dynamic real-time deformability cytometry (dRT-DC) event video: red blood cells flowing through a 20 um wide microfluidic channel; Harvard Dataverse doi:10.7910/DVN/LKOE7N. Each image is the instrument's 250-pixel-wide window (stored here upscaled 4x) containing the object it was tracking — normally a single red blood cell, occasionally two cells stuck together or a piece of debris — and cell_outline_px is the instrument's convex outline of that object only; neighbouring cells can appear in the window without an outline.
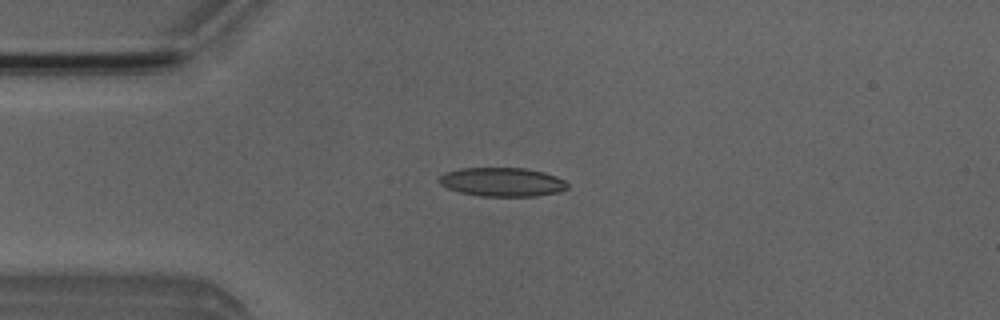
{"species": "Egyptian fruit bat (a non-hibernating species)", "species_latin": "Rousettus aegyptiacus", "temperature_condition": "room temperature", "stored_images_in_passage": 51, "camera_frame_rate_fps": 3000, "um_per_image_px": 0.085, "animal": {"sex": "male"}, "frame": {"image": 1, "passage_image": 12, "time_ms": 3.667, "image_size_px": [1000, 320], "cell_outline_px": [[568, 188], [556, 192], [536, 196], [480, 196], [460, 192], [448, 188], [440, 184], [436, 180], [444, 172], [460, 168], [524, 168], [544, 172], [556, 176], [564, 180], [568, 184]], "centroid_in_image_um": [42.65, 15.46], "position_along_channel_um": 42.3, "area_um2": 21.62}}
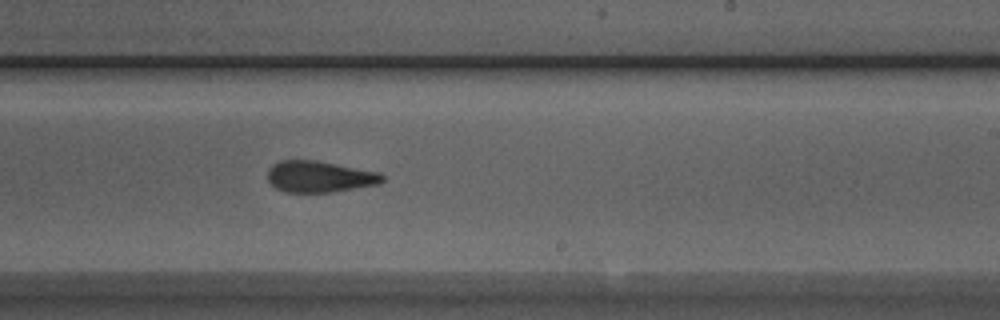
{"frame": {"image": 2, "passage_image": 30, "time_ms": 9.667, "image_size_px": [1000, 320], "cell_outline_px": [[384, 180], [380, 184], [332, 192], [284, 192], [276, 188], [268, 180], [268, 168], [272, 164], [280, 160], [316, 160], [380, 172], [384, 176]], "centroid_in_image_um": [27.16, 15.01], "position_along_channel_um": 261.8, "area_um2": 21.1}}
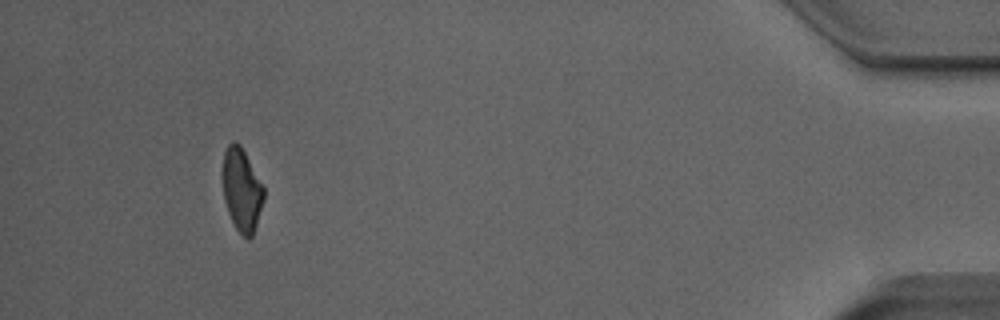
{"frame": {"image": 3, "passage_image": 47, "time_ms": 15.333, "image_size_px": [1000, 320], "cell_outline_px": [[264, 200], [252, 236], [248, 240], [236, 228], [228, 212], [224, 200], [224, 152], [228, 144], [232, 140], [236, 140], [240, 144], [264, 188]], "centroid_in_image_um": [20.56, 16.13], "position_along_channel_um": 414.6, "area_um2": 19.42}, "authors_computed_cell_mechanics": {"area_um2": 21.3282, "velocity_mm_per_s": 3.995, "shape_relaxation_time_tau1_ms": 10.2564, "shape_relaxation_time_tau2_ms": 2.3041, "deformation_change_tau1": 0.2351, "deformation_change_tau2": 0.1115}}